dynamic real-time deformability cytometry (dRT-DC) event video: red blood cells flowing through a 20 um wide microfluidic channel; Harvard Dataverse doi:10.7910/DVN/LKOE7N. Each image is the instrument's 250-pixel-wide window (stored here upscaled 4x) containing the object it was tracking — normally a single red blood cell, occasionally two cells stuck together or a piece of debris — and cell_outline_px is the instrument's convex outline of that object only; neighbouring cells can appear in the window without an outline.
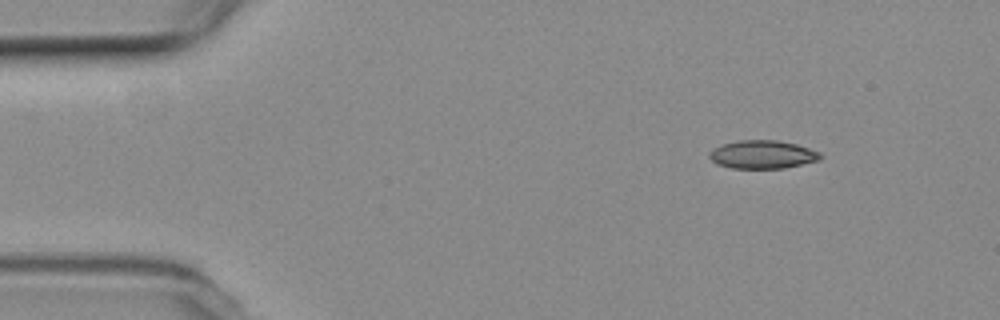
{"species": "common noctule bat (a hibernating species)", "species_latin": "Nyctalus noctula", "temperature_condition": "room temperature", "stored_images_in_passage": 47, "camera_frame_rate_fps": 3000, "um_per_image_px": 0.085, "animal": {"sex": "female", "body_mass_g": 19.3, "forearm_length_mm": 54.1}, "frame": {"image": 1, "passage_image": 1, "time_ms": 0.0, "image_size_px": [1000, 320], "cell_outline_px": [[820, 160], [784, 168], [732, 168], [716, 164], [708, 156], [708, 152], [712, 148], [720, 144], [740, 140], [776, 140], [796, 144], [820, 152]], "centroid_in_image_um": [64.76, 13.13], "position_along_channel_um": 20.2, "area_um2": 18.32}}
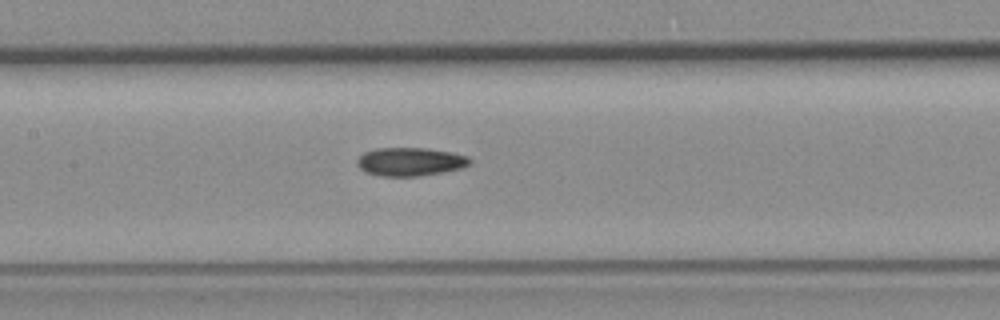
{"frame": {"image": 2, "passage_image": 20, "time_ms": 6.333, "image_size_px": [1000, 320], "cell_outline_px": [[472, 164], [464, 168], [444, 172], [416, 176], [380, 176], [368, 172], [360, 168], [356, 164], [356, 160], [364, 152], [376, 148], [428, 148], [452, 152], [468, 156], [472, 160]], "centroid_in_image_um": [34.92, 13.74], "position_along_channel_um": 172.5, "area_um2": 18.84}}
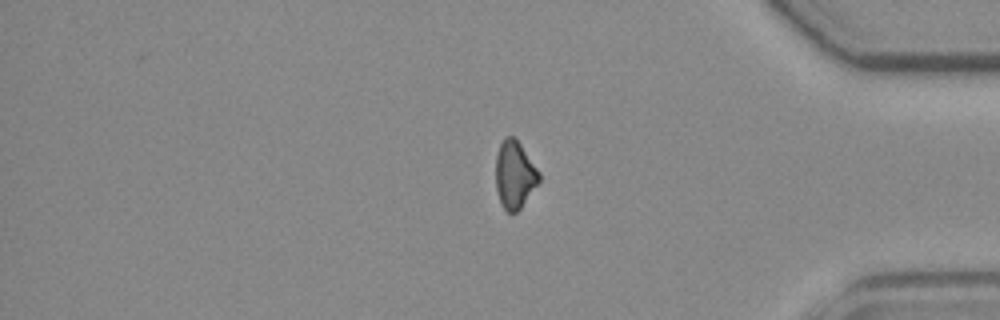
{"frame": {"image": 3, "passage_image": 40, "time_ms": 13.0, "image_size_px": [1000, 320], "cell_outline_px": [[540, 180], [520, 208], [516, 212], [508, 212], [504, 208], [500, 200], [496, 188], [496, 156], [500, 144], [504, 136], [512, 136], [520, 144], [540, 172]], "centroid_in_image_um": [43.74, 14.83], "position_along_channel_um": 391.5, "area_um2": 16.76}, "authors_computed_cell_mechanics": {"area_um2": 18.3226, "velocity_mm_per_s": 3.6887, "shape_relaxation_time_tau1_ms": 7.031, "shape_relaxation_time_tau2_ms": null, "deformation_change_tau1": 0.1483, "deformation_change_tau2": null}}